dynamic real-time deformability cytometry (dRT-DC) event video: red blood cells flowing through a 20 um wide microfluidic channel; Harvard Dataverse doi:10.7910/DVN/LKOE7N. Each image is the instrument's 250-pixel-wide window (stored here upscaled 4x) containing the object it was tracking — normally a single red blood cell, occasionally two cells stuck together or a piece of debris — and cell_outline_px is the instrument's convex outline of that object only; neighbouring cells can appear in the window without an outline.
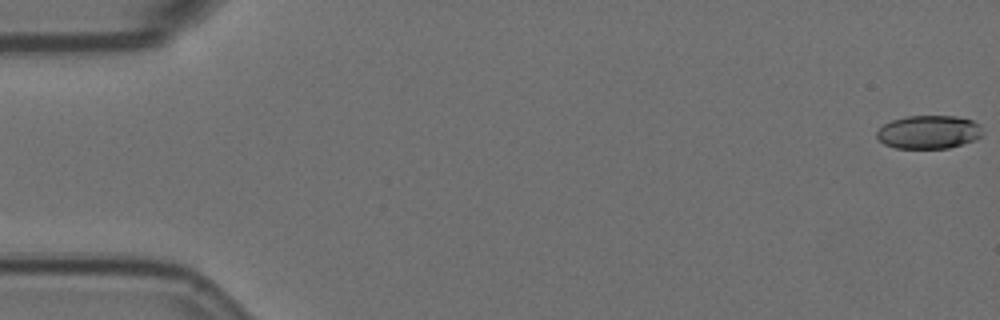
{"species": "Egyptian fruit bat (a non-hibernating species)", "species_latin": "Rousettus aegyptiacus", "temperature_condition": "room temperature", "stored_images_in_passage": 6, "camera_frame_rate_fps": 3000, "um_per_image_px": 0.085, "animal": {"sex": "female"}, "frame": {"image": 1, "passage_image": 1, "time_ms": 0.0, "image_size_px": [1000, 320], "cell_outline_px": [[980, 136], [976, 140], [948, 148], [896, 148], [884, 144], [876, 136], [876, 132], [884, 124], [892, 120], [908, 116], [956, 116], [972, 120], [980, 124]], "centroid_in_image_um": [78.93, 11.22], "position_along_channel_um": 6.1, "area_um2": 20.46}}
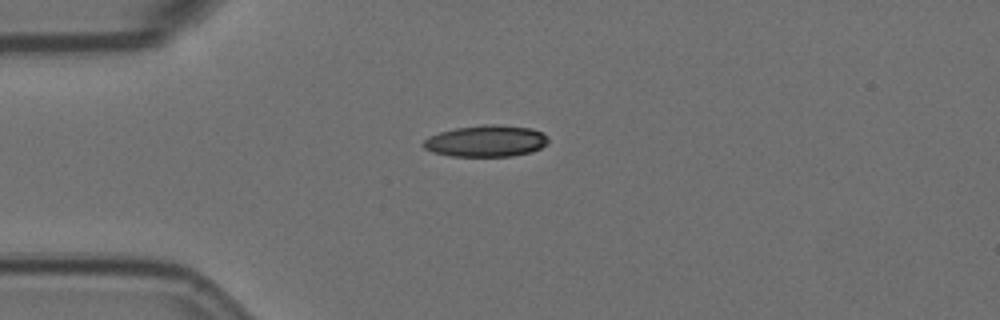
{"frame": {"image": 2, "passage_image": 5, "time_ms": 1.333, "image_size_px": [1000, 320], "cell_outline_px": [[548, 144], [532, 152], [512, 156], [452, 156], [432, 152], [424, 148], [420, 144], [428, 136], [440, 132], [456, 128], [484, 124], [496, 124], [532, 128], [544, 132], [548, 136]], "centroid_in_image_um": [41.33, 11.98], "position_along_channel_um": 43.7, "area_um2": 23.24}}